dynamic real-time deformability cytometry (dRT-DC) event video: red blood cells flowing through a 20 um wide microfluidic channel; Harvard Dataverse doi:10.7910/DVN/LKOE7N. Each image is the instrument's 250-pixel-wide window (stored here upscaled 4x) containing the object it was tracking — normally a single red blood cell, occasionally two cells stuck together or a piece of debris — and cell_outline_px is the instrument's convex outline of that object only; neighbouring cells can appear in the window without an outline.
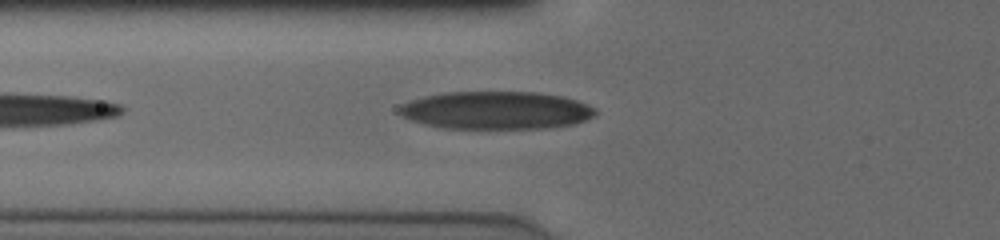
{"species": "human", "species_latin": "Homo sapiens", "temperature_condition": "cold", "stored_images_in_passage": 25, "camera_frame_rate_fps": 3000, "um_per_image_px": 0.085, "donor": {"sex": "male"}, "frame": {"image": 1, "passage_image": 5, "time_ms": 1.333, "image_size_px": [1000, 240], "cell_outline_px": [[596, 112], [592, 116], [576, 124], [552, 128], [440, 128], [424, 124], [400, 116], [400, 104], [424, 96], [444, 92], [536, 92], [560, 96], [576, 100], [596, 108]], "centroid_in_image_um": [42.16, 9.38], "position_along_channel_um": 83.6, "area_um2": 43.23}}
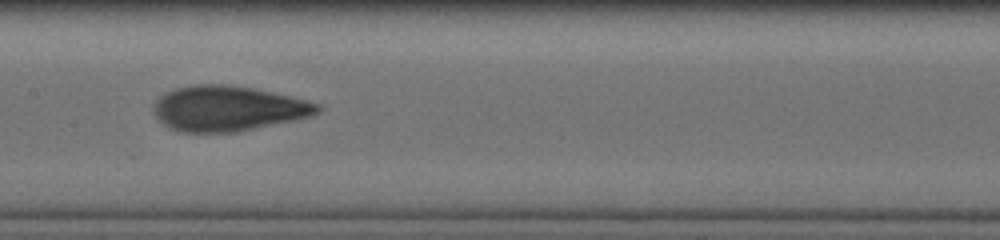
{"frame": {"image": 2, "passage_image": 13, "time_ms": 4.0, "image_size_px": [1000, 240], "cell_outline_px": [[320, 112], [308, 116], [292, 120], [236, 132], [180, 132], [168, 128], [152, 112], [152, 108], [156, 100], [160, 96], [176, 88], [192, 84], [224, 84], [252, 88], [288, 96], [320, 104]], "centroid_in_image_um": [19.31, 9.22], "position_along_channel_um": 188.1, "area_um2": 42.77}}
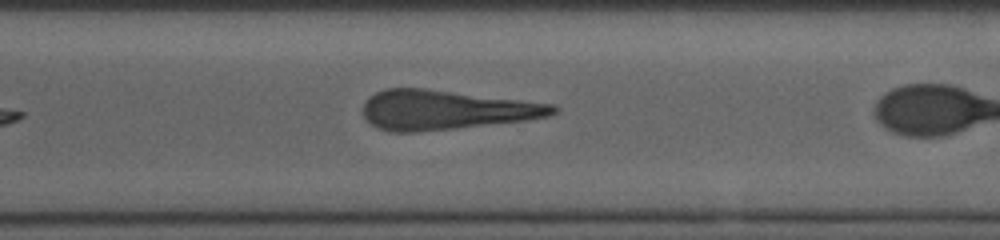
{"frame": {"image": 3, "passage_image": 21, "time_ms": 6.667, "image_size_px": [1000, 240], "cell_outline_px": [[560, 108], [556, 112], [548, 116], [528, 120], [456, 128], [412, 132], [392, 132], [380, 128], [372, 124], [364, 116], [364, 104], [376, 92], [384, 88], [424, 88], [556, 104]], "centroid_in_image_um": [37.94, 9.33], "position_along_channel_um": 332.7, "area_um2": 43.47}}